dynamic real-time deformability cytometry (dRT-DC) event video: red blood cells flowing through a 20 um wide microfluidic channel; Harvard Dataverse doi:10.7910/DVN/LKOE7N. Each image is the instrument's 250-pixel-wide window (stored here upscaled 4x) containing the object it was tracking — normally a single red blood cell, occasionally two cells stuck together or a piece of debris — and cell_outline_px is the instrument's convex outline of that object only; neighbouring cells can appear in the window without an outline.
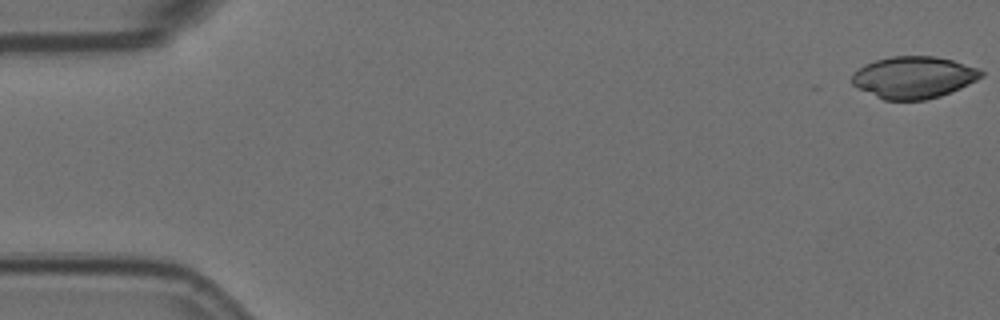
{"species": "Egyptian fruit bat (a non-hibernating species)", "species_latin": "Rousettus aegyptiacus", "temperature_condition": "room temperature", "stored_images_in_passage": 5, "camera_frame_rate_fps": 3000, "um_per_image_px": 0.085, "animal": {"sex": "female"}, "frame": {"image": 1, "passage_image": 1, "time_ms": 0.0, "image_size_px": [1000, 320], "cell_outline_px": [[984, 76], [960, 88], [940, 96], [924, 100], [884, 100], [856, 88], [852, 84], [852, 76], [864, 64], [876, 60], [892, 56], [936, 56], [952, 60], [980, 68], [984, 72]], "centroid_in_image_um": [77.68, 6.57], "position_along_channel_um": 7.3, "area_um2": 31.62}}
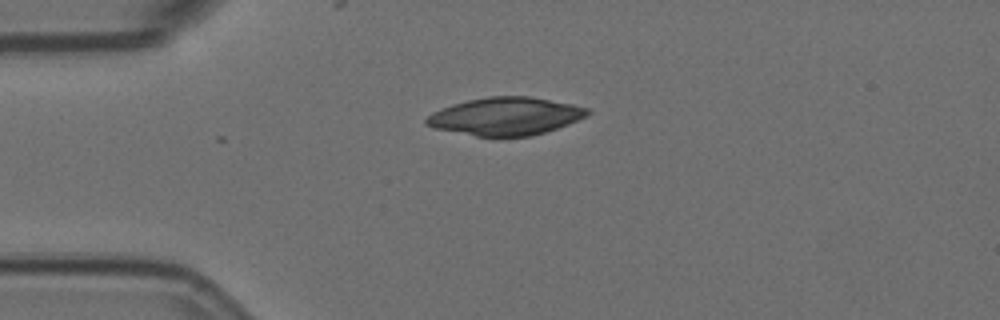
{"frame": {"image": 2, "passage_image": 5, "time_ms": 1.333, "image_size_px": [1000, 320], "cell_outline_px": [[592, 112], [588, 116], [568, 124], [532, 136], [476, 136], [432, 128], [424, 124], [424, 120], [432, 112], [452, 104], [468, 100], [488, 96], [532, 96], [572, 104], [588, 108]], "centroid_in_image_um": [42.97, 9.87], "position_along_channel_um": 42.0, "area_um2": 35.6}}